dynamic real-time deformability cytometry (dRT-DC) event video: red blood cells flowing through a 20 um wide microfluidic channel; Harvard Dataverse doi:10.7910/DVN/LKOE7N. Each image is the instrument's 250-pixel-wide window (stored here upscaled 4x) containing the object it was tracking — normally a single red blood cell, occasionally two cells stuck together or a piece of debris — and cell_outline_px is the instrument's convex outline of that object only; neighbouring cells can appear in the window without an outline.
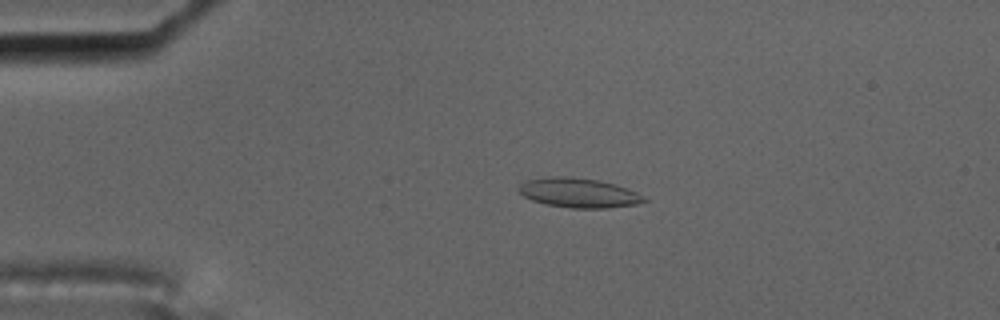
{"species": "common noctule bat (a hibernating species)", "species_latin": "Nyctalus noctula", "temperature_condition": "cold", "stored_images_in_passage": 58, "camera_frame_rate_fps": 3000, "um_per_image_px": 0.085, "animal": {"sex": "male", "body_mass_g": 17.5, "forearm_length_mm": 52.3}, "frame": {"image": 1, "passage_image": 13, "time_ms": 4.0, "image_size_px": [1000, 320], "cell_outline_px": [[648, 200], [636, 204], [608, 208], [572, 208], [544, 204], [532, 200], [524, 196], [516, 188], [520, 184], [528, 180], [548, 176], [572, 176], [600, 180], [628, 188], [644, 196]], "centroid_in_image_um": [49.18, 16.38], "position_along_channel_um": 35.8, "area_um2": 21.73}}
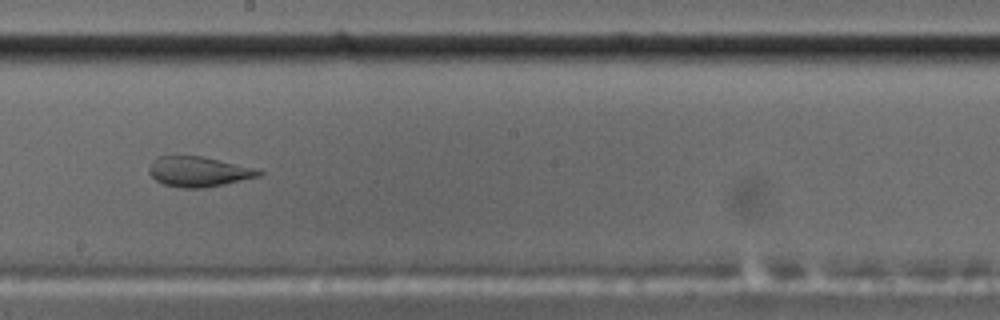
{"frame": {"image": 2, "passage_image": 33, "time_ms": 10.667, "image_size_px": [1000, 320], "cell_outline_px": [[264, 172], [260, 176], [224, 184], [200, 188], [184, 188], [164, 184], [156, 180], [148, 172], [148, 168], [152, 160], [160, 156], [204, 156], [260, 168]], "centroid_in_image_um": [16.93, 14.57], "position_along_channel_um": 231.3, "area_um2": 19.48}}
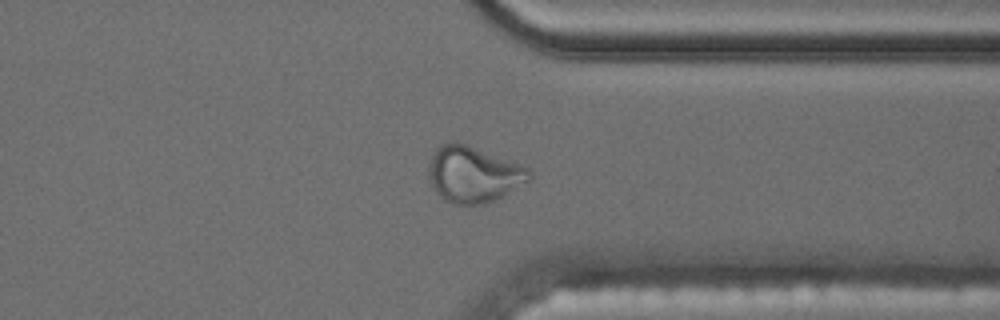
{"frame": {"image": 3, "passage_image": 45, "time_ms": 14.667, "image_size_px": [1000, 320], "cell_outline_px": [[532, 176], [528, 180], [496, 200], [464, 208], [452, 204], [444, 200], [436, 192], [428, 176], [428, 164], [436, 148], [440, 144], [452, 140], [456, 140], [528, 168], [532, 172]], "centroid_in_image_um": [40.18, 14.84], "position_along_channel_um": 371.2, "area_um2": 33.12}}